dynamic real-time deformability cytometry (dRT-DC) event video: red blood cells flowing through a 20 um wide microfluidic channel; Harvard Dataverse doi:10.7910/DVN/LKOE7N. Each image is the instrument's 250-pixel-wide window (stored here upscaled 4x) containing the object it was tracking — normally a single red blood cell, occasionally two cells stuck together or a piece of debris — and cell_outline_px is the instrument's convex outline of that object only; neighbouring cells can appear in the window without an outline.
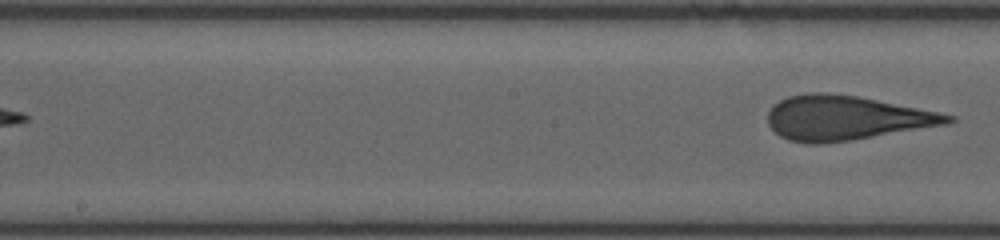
{"species": "human", "species_latin": "Homo sapiens", "temperature_condition": "room temperature", "stored_images_in_passage": 9, "segment_of_instrument_passage": [2, 2], "camera_frame_rate_fps": 3000, "um_per_image_px": 0.085, "donor": {"sex": "female"}, "frame": {"image": 1, "passage_image": 9, "time_ms": 7.0, "image_size_px": [1000, 240], "cell_outline_px": [[956, 120], [948, 124], [848, 140], [820, 144], [804, 144], [788, 140], [780, 136], [768, 124], [768, 112], [772, 104], [788, 96], [812, 92], [828, 92], [856, 96], [956, 116]], "centroid_in_image_um": [71.84, 10.02], "position_along_channel_um": 176.4, "area_um2": 46.24}}